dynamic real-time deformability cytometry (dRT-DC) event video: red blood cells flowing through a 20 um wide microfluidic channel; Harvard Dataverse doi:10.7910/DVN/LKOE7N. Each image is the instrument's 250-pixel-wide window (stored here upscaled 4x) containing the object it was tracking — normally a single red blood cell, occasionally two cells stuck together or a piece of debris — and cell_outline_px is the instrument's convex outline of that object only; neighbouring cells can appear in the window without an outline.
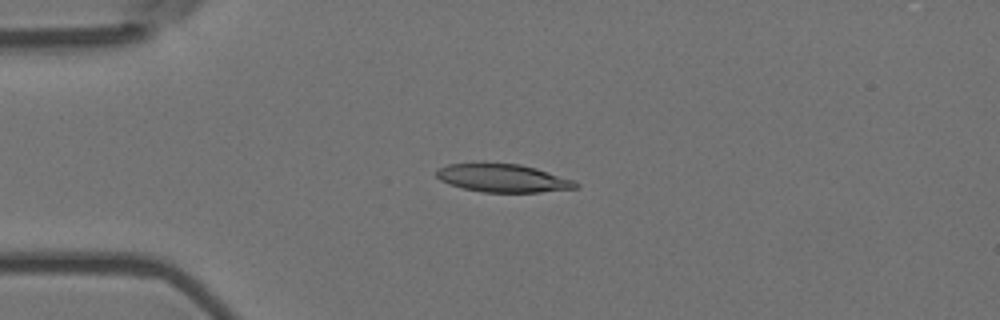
{"species": "Egyptian fruit bat (a non-hibernating species)", "species_latin": "Rousettus aegyptiacus", "temperature_condition": "room temperature", "stored_images_in_passage": 6, "camera_frame_rate_fps": 3000, "um_per_image_px": 0.085, "animal": {"sex": "female"}, "frame": {"image": 1, "passage_image": 5, "time_ms": 1.333, "image_size_px": [1000, 320], "cell_outline_px": [[580, 188], [540, 192], [484, 192], [464, 188], [448, 184], [440, 180], [436, 176], [436, 168], [448, 164], [520, 164], [536, 168], [572, 180], [580, 184]], "centroid_in_image_um": [42.75, 15.15], "position_along_channel_um": 42.3, "area_um2": 22.54}}